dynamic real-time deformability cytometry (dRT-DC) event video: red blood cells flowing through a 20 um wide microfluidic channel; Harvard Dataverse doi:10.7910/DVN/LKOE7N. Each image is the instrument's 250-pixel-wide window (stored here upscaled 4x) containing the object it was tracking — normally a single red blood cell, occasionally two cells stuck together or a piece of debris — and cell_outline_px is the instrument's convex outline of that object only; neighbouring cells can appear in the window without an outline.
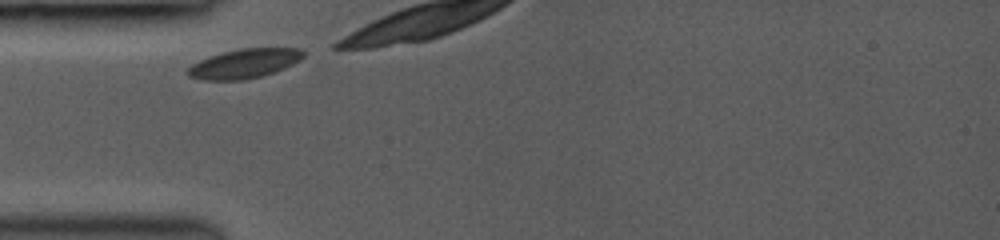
{"species": "common noctule bat (a hibernating species)", "species_latin": "Nyctalus noctula", "temperature_condition": "room temperature", "stored_images_in_passage": 5, "camera_frame_rate_fps": 3000, "um_per_image_px": 0.085, "animal": {"sex": "female", "body_mass_g": 19.0, "forearm_length_mm": 53.3}, "frame": {"image": 1, "passage_image": 1, "time_ms": 0.0, "image_size_px": [1000, 240], "cell_outline_px": [[304, 56], [300, 60], [284, 68], [260, 76], [244, 80], [204, 80], [188, 76], [184, 72], [192, 64], [208, 56], [240, 48], [300, 48], [304, 52]], "centroid_in_image_um": [20.73, 5.4], "position_along_channel_um": 64.3, "area_um2": 19.71}}